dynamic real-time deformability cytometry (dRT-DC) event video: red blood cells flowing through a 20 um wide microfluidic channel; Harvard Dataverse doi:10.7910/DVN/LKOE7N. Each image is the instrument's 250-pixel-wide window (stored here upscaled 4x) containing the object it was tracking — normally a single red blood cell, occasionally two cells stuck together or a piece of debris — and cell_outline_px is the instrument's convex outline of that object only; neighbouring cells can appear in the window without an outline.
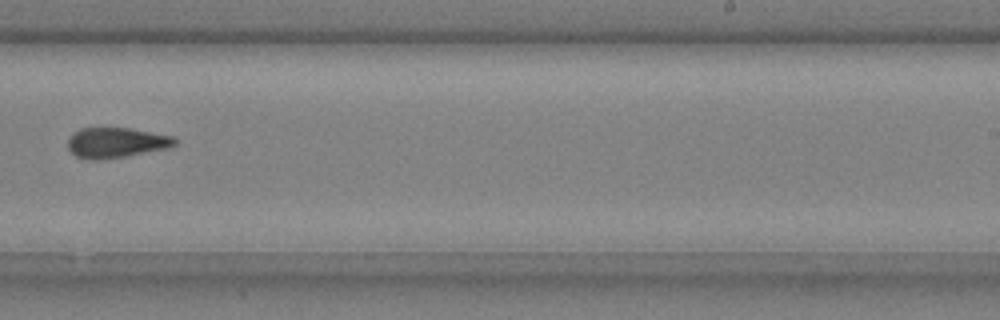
{"species": "common noctule bat (a hibernating species)", "species_latin": "Nyctalus noctula", "temperature_condition": "cold", "stored_images_in_passage": 10, "camera_frame_rate_fps": 3000, "um_per_image_px": 0.085, "animal": {"sex": "male", "body_mass_g": 20.4}, "frame": {"image": 1, "passage_image": 9, "time_ms": 2.667, "image_size_px": [1000, 320], "cell_outline_px": [[180, 140], [176, 144], [168, 148], [124, 156], [100, 160], [88, 160], [76, 156], [68, 148], [68, 136], [72, 132], [80, 128], [132, 128], [176, 136]], "centroid_in_image_um": [9.89, 12.11], "position_along_channel_um": 279.1, "area_um2": 19.19}}